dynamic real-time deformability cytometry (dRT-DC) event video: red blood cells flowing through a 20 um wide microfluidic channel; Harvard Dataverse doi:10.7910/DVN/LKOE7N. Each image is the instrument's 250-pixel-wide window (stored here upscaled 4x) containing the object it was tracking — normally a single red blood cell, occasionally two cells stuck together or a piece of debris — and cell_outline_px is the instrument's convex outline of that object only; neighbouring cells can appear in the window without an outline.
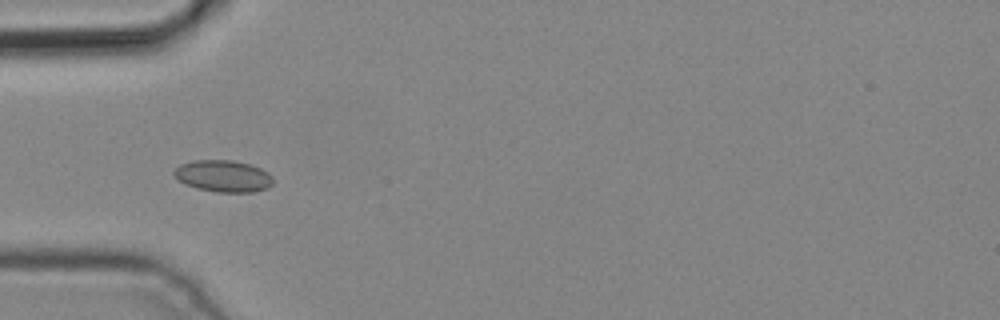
{"species": "common noctule bat (a hibernating species)", "species_latin": "Nyctalus noctula", "temperature_condition": "cold", "stored_images_in_passage": 2, "camera_frame_rate_fps": 3000, "um_per_image_px": 0.085, "animal": {"sex": "male", "body_mass_g": 19.2, "forearm_length_mm": 51.8}, "frame": {"image": 1, "passage_image": 1, "time_ms": 0.0, "image_size_px": [1000, 320], "cell_outline_px": [[272, 184], [268, 188], [252, 192], [220, 192], [200, 188], [184, 184], [176, 180], [172, 176], [172, 172], [180, 164], [192, 160], [232, 160], [248, 164], [260, 168], [268, 172], [272, 176]], "centroid_in_image_um": [18.94, 14.96], "position_along_channel_um": 66.1, "area_um2": 18.38}}
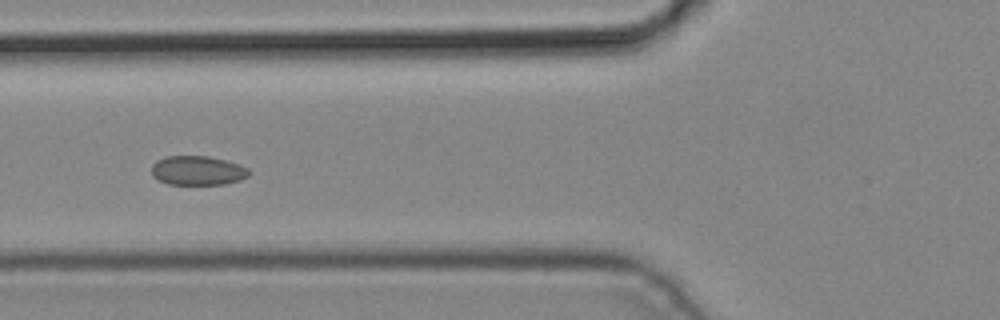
{"frame": {"image": 2, "passage_image": 2, "time_ms": 0.333, "image_size_px": [1000, 320], "cell_outline_px": [[248, 176], [240, 180], [224, 184], [168, 184], [152, 176], [152, 164], [156, 160], [164, 156], [208, 156], [240, 164], [248, 168]], "centroid_in_image_um": [16.78, 14.49], "position_along_channel_um": 109.0, "area_um2": 16.59}}